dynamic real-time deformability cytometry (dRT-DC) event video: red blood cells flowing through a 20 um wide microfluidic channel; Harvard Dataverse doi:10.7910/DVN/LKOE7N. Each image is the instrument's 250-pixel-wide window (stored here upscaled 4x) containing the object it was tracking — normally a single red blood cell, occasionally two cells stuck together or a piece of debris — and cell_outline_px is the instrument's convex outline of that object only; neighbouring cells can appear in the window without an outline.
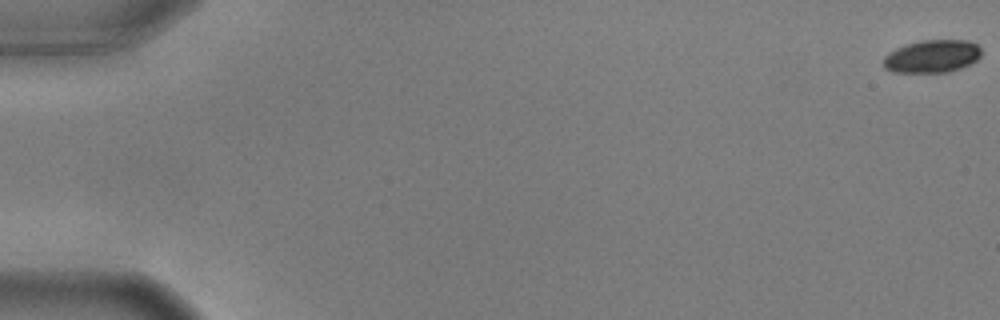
{"species": "common noctule bat (a hibernating species)", "species_latin": "Nyctalus noctula", "temperature_condition": "warm", "stored_images_in_passage": 9, "camera_frame_rate_fps": 3000, "um_per_image_px": 0.085, "animal": {"sex": "male", "body_mass_g": 17.9, "forearm_length_mm": 54.2}, "frame": {"image": 1, "passage_image": 1, "time_ms": 0.0, "image_size_px": [1000, 320], "cell_outline_px": [[980, 56], [976, 60], [960, 68], [948, 72], [892, 72], [884, 68], [884, 56], [888, 52], [896, 48], [920, 40], [968, 40], [976, 44], [980, 48]], "centroid_in_image_um": [79.2, 4.78], "position_along_channel_um": 5.8, "area_um2": 18.61}}